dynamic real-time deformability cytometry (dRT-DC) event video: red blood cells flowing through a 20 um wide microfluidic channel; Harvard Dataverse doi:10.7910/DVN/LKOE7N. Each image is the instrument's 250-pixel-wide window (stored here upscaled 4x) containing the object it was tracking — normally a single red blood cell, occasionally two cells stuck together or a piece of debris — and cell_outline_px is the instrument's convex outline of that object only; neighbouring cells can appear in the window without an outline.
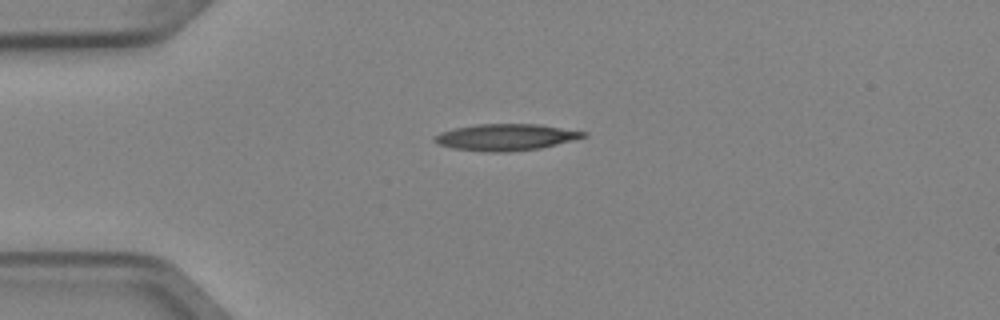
{"species": "Egyptian fruit bat (a non-hibernating species)", "species_latin": "Rousettus aegyptiacus", "temperature_condition": "cold", "stored_images_in_passage": 3, "camera_frame_rate_fps": 3000, "um_per_image_px": 0.085, "animal": {"sex": "female"}, "frame": {"image": 1, "passage_image": 1, "time_ms": 0.0, "image_size_px": [1000, 320], "cell_outline_px": [[588, 136], [540, 148], [504, 152], [488, 152], [452, 148], [440, 144], [432, 140], [432, 136], [440, 132], [456, 128], [476, 124], [536, 124], [588, 132]], "centroid_in_image_um": [42.96, 11.66], "position_along_channel_um": 42.0, "area_um2": 22.89}}
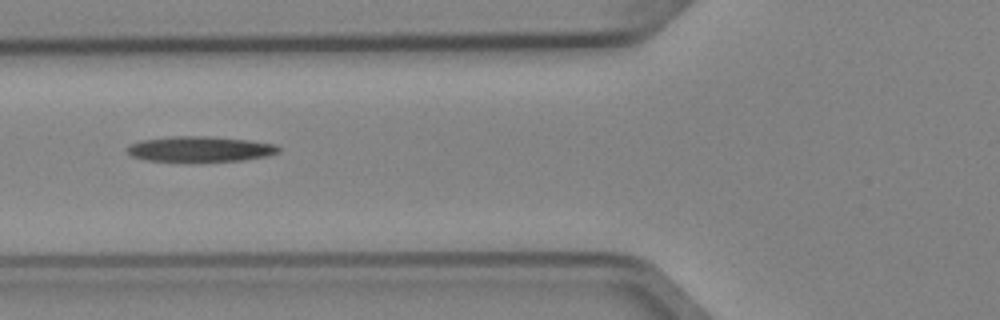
{"frame": {"image": 2, "passage_image": 3, "time_ms": 0.667, "image_size_px": [1000, 320], "cell_outline_px": [[280, 152], [268, 156], [244, 160], [196, 164], [148, 160], [132, 156], [128, 152], [128, 144], [140, 140], [172, 136], [212, 136], [248, 140], [272, 144], [280, 148]], "centroid_in_image_um": [16.99, 12.71], "position_along_channel_um": 108.8, "area_um2": 23.35}}